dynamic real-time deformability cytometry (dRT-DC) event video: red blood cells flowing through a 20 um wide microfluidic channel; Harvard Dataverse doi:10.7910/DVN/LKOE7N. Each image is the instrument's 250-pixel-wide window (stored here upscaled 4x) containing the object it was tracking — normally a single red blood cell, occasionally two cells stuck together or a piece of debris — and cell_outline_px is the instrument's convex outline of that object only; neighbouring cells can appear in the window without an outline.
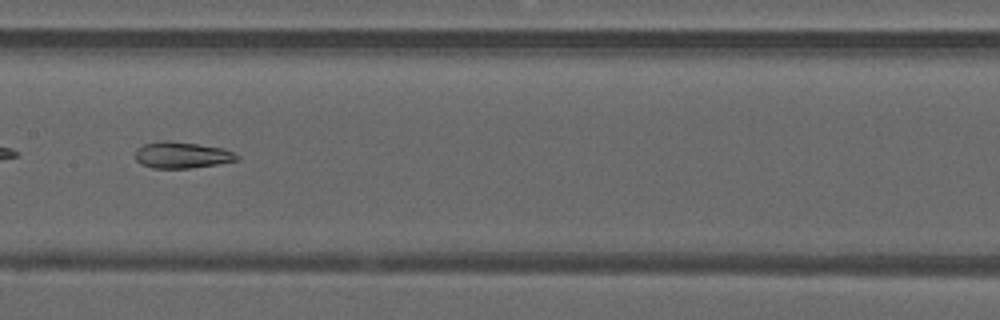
{"species": "common noctule bat (a hibernating species)", "species_latin": "Nyctalus noctula", "temperature_condition": "warm", "stored_images_in_passage": 34, "camera_frame_rate_fps": 3000, "um_per_image_px": 0.085, "animal": {"sex": "male", "forearm_length_mm": 52.5}, "frame": {"image": 1, "passage_image": 10, "time_ms": 3.0, "image_size_px": [1000, 320], "cell_outline_px": [[240, 160], [216, 164], [188, 168], [152, 168], [140, 164], [136, 160], [136, 148], [144, 144], [164, 140], [168, 140], [224, 148], [236, 152], [240, 156]], "centroid_in_image_um": [15.48, 13.18], "position_along_channel_um": 191.9, "area_um2": 15.72}}
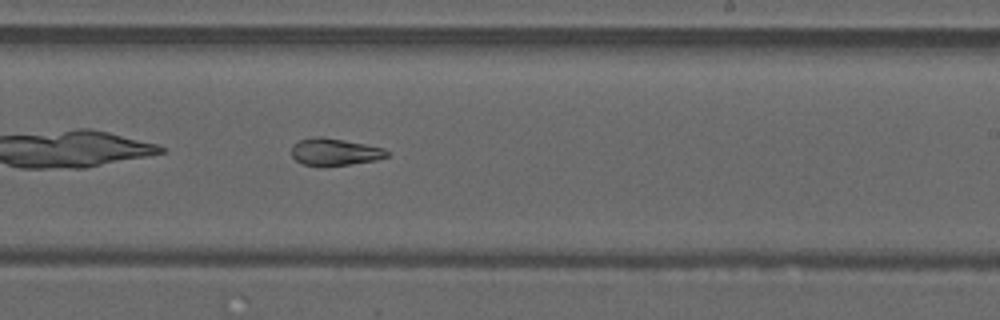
{"frame": {"image": 2, "passage_image": 15, "time_ms": 4.667, "image_size_px": [1000, 320], "cell_outline_px": [[388, 156], [376, 160], [324, 168], [320, 168], [304, 164], [296, 160], [292, 156], [292, 144], [300, 140], [316, 136], [320, 136], [344, 140], [384, 148], [388, 152]], "centroid_in_image_um": [28.42, 12.94], "position_along_channel_um": 260.6, "area_um2": 15.32}, "authors_computed_cell_mechanics": {"area_um2": 16.0395, "velocity_mm_per_s": 4.1445, "shape_relaxation_time_tau1_ms": null, "shape_relaxation_time_tau2_ms": 2.5091, "deformation_change_tau1": null, "deformation_change_tau2": 0.1045}}